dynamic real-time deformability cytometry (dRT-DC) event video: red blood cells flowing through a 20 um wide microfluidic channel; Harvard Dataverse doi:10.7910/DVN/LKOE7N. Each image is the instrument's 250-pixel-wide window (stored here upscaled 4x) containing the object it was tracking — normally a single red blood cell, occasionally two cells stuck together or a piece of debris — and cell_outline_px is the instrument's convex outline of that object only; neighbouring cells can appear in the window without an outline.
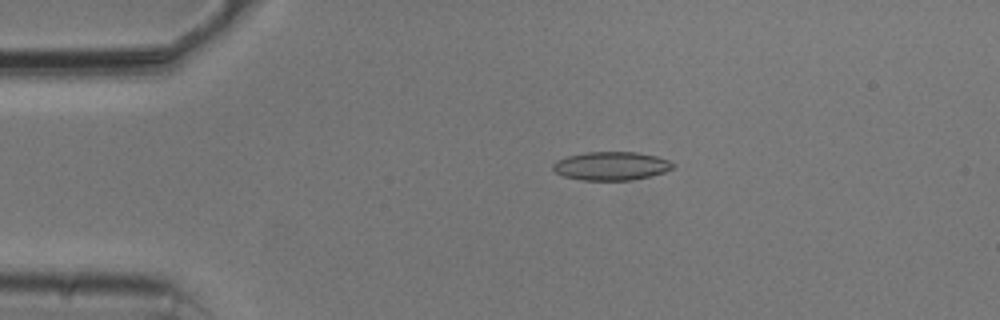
{"species": "common noctule bat (a hibernating species)", "species_latin": "Nyctalus noctula", "temperature_condition": "cold", "stored_images_in_passage": 54, "camera_frame_rate_fps": 3000, "um_per_image_px": 0.085, "animal": {"sex": "male", "body_mass_g": 20.5, "forearm_length_mm": 52.5}, "frame": {"image": 1, "passage_image": 11, "time_ms": 3.333, "image_size_px": [1000, 320], "cell_outline_px": [[676, 164], [672, 168], [664, 172], [652, 176], [632, 180], [584, 180], [564, 176], [556, 172], [552, 168], [552, 164], [556, 160], [568, 156], [588, 152], [636, 152], [656, 156], [668, 160]], "centroid_in_image_um": [51.97, 14.11], "position_along_channel_um": 33.0, "area_um2": 19.88}}
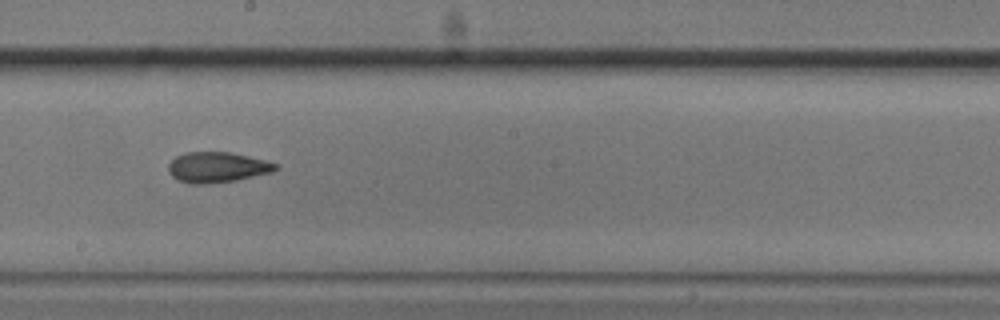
{"frame": {"image": 2, "passage_image": 30, "time_ms": 9.667, "image_size_px": [1000, 320], "cell_outline_px": [[280, 168], [272, 172], [236, 180], [208, 184], [188, 184], [172, 176], [168, 172], [168, 164], [176, 156], [188, 152], [232, 152], [264, 160], [276, 164]], "centroid_in_image_um": [18.45, 14.22], "position_along_channel_um": 229.8, "area_um2": 19.02}}
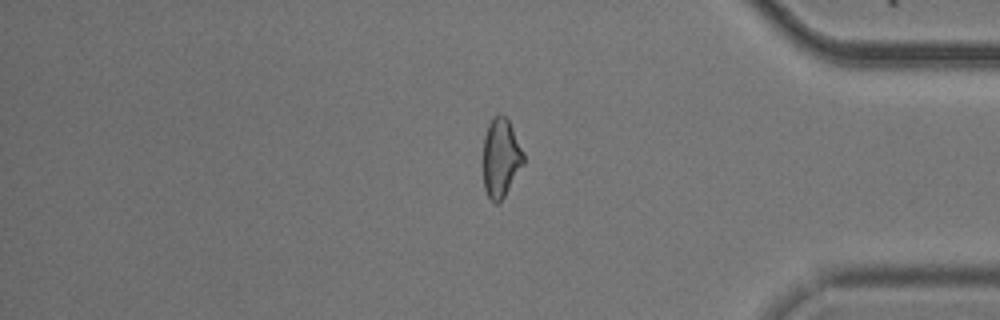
{"frame": {"image": 3, "passage_image": 45, "time_ms": 14.667, "image_size_px": [1000, 320], "cell_outline_px": [[524, 164], [504, 196], [496, 204], [488, 196], [484, 188], [484, 136], [488, 124], [492, 116], [504, 116], [508, 120], [524, 152]], "centroid_in_image_um": [42.58, 13.41], "position_along_channel_um": 392.6, "area_um2": 18.26}, "authors_computed_cell_mechanics": {"area_um2": 19.4786, "velocity_mm_per_s": 3.7455, "shape_relaxation_time_tau1_ms": 5.8878, "shape_relaxation_time_tau2_ms": 4.7206, "deformation_change_tau1": 0.1327, "deformation_change_tau2": 0.1153}}